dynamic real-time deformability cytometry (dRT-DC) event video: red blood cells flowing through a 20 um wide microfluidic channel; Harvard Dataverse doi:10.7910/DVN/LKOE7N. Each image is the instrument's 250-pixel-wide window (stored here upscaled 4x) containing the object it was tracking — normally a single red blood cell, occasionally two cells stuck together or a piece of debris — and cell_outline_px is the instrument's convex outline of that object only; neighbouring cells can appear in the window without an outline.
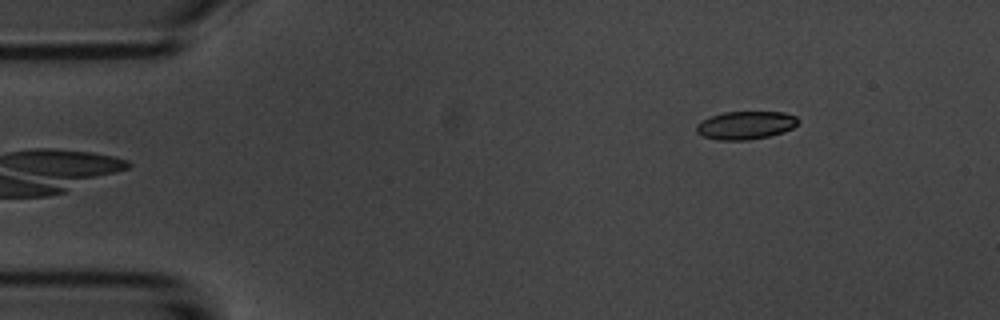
{"species": "common noctule bat (a hibernating species)", "species_latin": "Nyctalus noctula", "temperature_condition": "room temperature", "stored_images_in_passage": 6, "camera_frame_rate_fps": 3000, "um_per_image_px": 0.085, "animal": {"sex": "male", "body_mass_g": 20.1, "forearm_length_mm": 53.5}, "frame": {"image": 1, "passage_image": 6, "time_ms": 5.667, "image_size_px": [1000, 320], "cell_outline_px": [[800, 120], [792, 128], [784, 132], [768, 136], [748, 140], [716, 140], [704, 136], [696, 132], [696, 124], [700, 120], [724, 112], [784, 112], [796, 116]], "centroid_in_image_um": [63.37, 10.64], "position_along_channel_um": 21.6, "area_um2": 16.7}}